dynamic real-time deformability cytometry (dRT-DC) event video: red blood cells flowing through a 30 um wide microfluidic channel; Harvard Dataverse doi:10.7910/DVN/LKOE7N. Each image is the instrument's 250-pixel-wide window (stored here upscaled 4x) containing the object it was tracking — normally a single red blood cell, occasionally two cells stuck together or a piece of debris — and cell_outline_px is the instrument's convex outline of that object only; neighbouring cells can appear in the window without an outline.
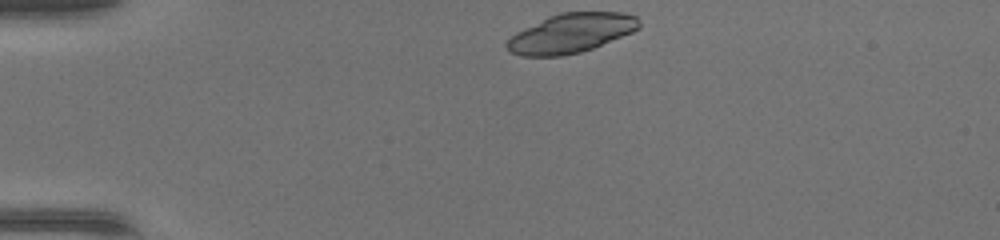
{"species": "common noctule bat (a hibernating species)", "species_latin": "Nyctalus noctula", "temperature_condition": "warm", "stored_images_in_passage": 37, "camera_frame_rate_fps": 3000, "um_per_image_px": 0.085, "animal": {"sex": "female", "body_mass_g": 17.0, "forearm_length_mm": 48.0}, "frame": {"image": 1, "passage_image": 1, "time_ms": 0.0, "image_size_px": [1000, 240], "cell_outline_px": [[640, 28], [632, 32], [592, 48], [580, 52], [560, 56], [520, 56], [508, 52], [504, 44], [516, 32], [548, 16], [560, 12], [624, 12], [636, 16], [640, 24]], "centroid_in_image_um": [48.51, 2.82], "position_along_channel_um": 36.5, "area_um2": 30.29}}